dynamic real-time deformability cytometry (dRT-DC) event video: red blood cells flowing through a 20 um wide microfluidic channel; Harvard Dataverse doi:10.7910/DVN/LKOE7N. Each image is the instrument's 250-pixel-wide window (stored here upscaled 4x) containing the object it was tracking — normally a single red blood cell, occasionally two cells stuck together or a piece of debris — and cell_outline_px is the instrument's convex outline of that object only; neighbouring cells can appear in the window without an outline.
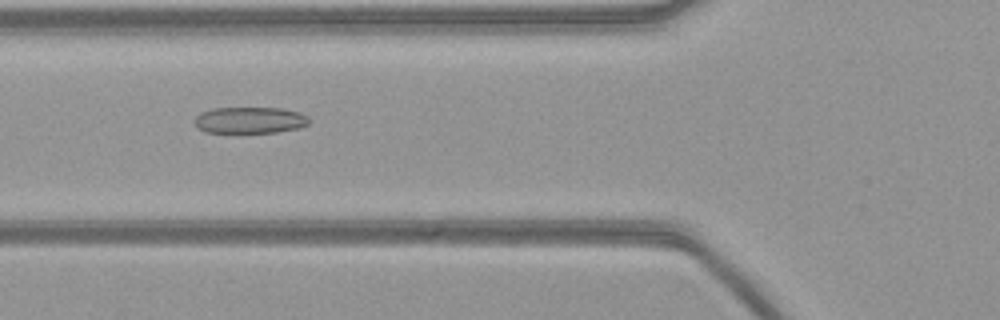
{"species": "common noctule bat (a hibernating species)", "species_latin": "Nyctalus noctula", "temperature_condition": "warm", "stored_images_in_passage": 44, "camera_frame_rate_fps": 3000, "um_per_image_px": 0.085, "animal": {"sex": "female", "body_mass_g": 21.9}, "frame": {"image": 1, "passage_image": 10, "time_ms": 3.0, "image_size_px": [1000, 320], "cell_outline_px": [[308, 124], [300, 128], [276, 132], [240, 136], [204, 132], [196, 128], [196, 116], [200, 112], [212, 108], [280, 108], [300, 112], [308, 116]], "centroid_in_image_um": [21.19, 10.27], "position_along_channel_um": 104.6, "area_um2": 18.67}}
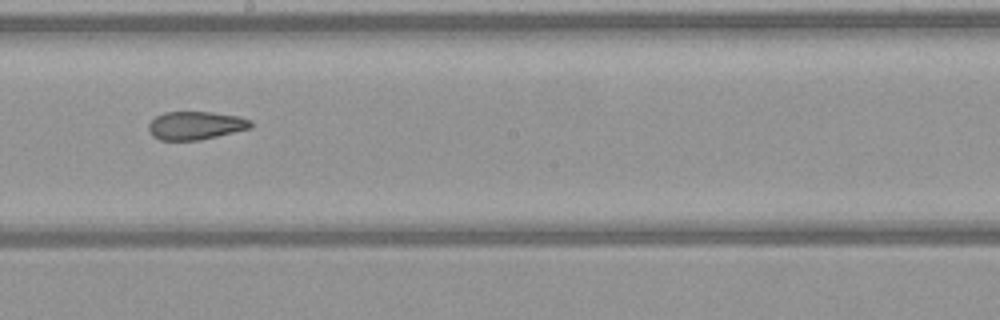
{"frame": {"image": 2, "passage_image": 20, "time_ms": 6.333, "image_size_px": [1000, 320], "cell_outline_px": [[252, 128], [200, 140], [160, 140], [152, 136], [148, 128], [148, 124], [156, 116], [164, 112], [212, 112], [240, 116], [252, 120]], "centroid_in_image_um": [16.65, 10.66], "position_along_channel_um": 231.6, "area_um2": 16.94}}
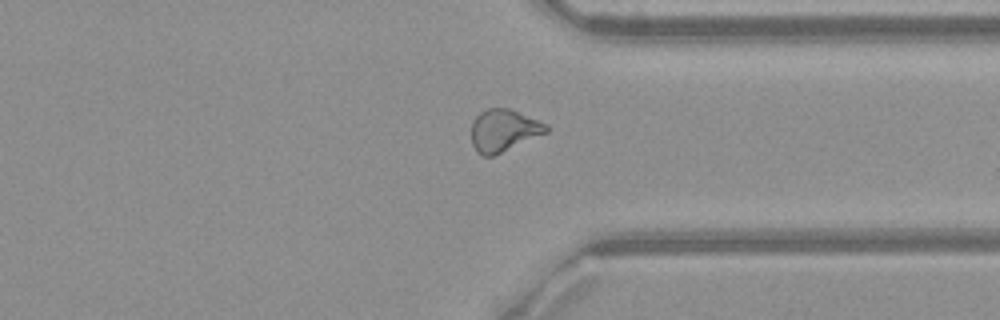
{"frame": {"image": 3, "passage_image": 31, "time_ms": 10.0, "image_size_px": [1000, 320], "cell_outline_px": [[548, 132], [492, 156], [484, 156], [476, 152], [472, 144], [472, 120], [480, 112], [488, 108], [508, 108], [548, 124]], "centroid_in_image_um": [42.79, 11.08], "position_along_channel_um": 368.6, "area_um2": 18.26}}